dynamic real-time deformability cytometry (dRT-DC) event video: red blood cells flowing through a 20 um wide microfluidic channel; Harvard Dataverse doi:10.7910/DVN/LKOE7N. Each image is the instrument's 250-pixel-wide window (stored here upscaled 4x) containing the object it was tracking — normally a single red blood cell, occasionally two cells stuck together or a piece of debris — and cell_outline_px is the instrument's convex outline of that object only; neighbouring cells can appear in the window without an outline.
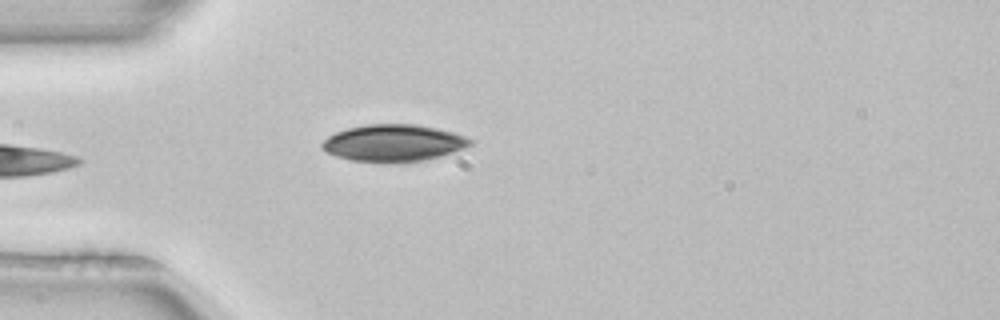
{"species": "common noctule bat (a hibernating species)", "species_latin": "Nyctalus noctula", "temperature_condition": "room temperature", "stored_images_in_passage": 5, "camera_frame_rate_fps": 3000, "um_per_image_px": 0.085, "animal": {"sex": "female", "body_mass_g": 22.7, "forearm_length_mm": 54.2}, "frame": {"image": 1, "passage_image": 5, "time_ms": 1.333, "image_size_px": [1000, 320], "cell_outline_px": [[472, 144], [464, 148], [440, 156], [424, 160], [396, 164], [384, 164], [352, 160], [336, 156], [320, 148], [320, 144], [328, 136], [336, 132], [348, 128], [368, 124], [416, 124], [436, 128], [452, 132], [464, 136], [472, 140]], "centroid_in_image_um": [33.42, 12.18], "position_along_channel_um": 51.6, "area_um2": 32.19}}